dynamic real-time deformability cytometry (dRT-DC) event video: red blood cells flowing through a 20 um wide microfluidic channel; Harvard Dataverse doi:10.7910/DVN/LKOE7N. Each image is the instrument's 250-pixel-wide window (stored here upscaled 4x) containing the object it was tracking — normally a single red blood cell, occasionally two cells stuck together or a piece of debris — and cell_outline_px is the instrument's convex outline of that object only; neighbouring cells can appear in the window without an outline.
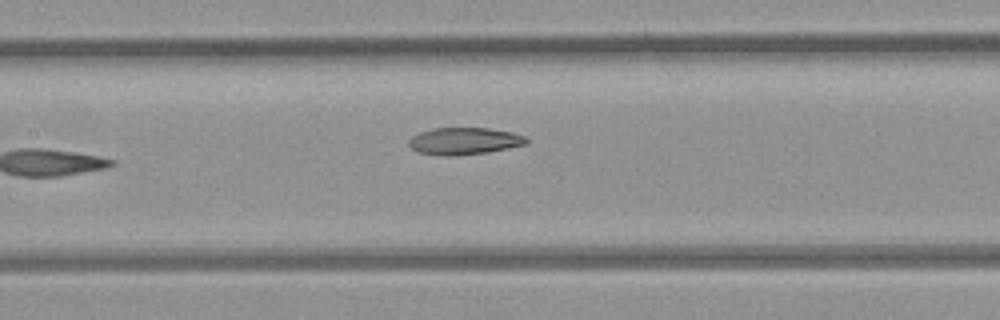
{"species": "common noctule bat (a hibernating species)", "species_latin": "Nyctalus noctula", "temperature_condition": "room temperature", "stored_images_in_passage": 7, "camera_frame_rate_fps": 3000, "um_per_image_px": 0.085, "animal": {"sex": "female", "body_mass_g": 21.9}, "frame": {"image": 1, "passage_image": 7, "time_ms": 2.0, "image_size_px": [1000, 320], "cell_outline_px": [[528, 144], [508, 148], [484, 152], [456, 156], [448, 156], [420, 152], [412, 148], [408, 144], [408, 140], [412, 136], [420, 132], [432, 128], [488, 128], [512, 132], [524, 136], [528, 140]], "centroid_in_image_um": [39.46, 11.98], "position_along_channel_um": 167.9, "area_um2": 18.38}}